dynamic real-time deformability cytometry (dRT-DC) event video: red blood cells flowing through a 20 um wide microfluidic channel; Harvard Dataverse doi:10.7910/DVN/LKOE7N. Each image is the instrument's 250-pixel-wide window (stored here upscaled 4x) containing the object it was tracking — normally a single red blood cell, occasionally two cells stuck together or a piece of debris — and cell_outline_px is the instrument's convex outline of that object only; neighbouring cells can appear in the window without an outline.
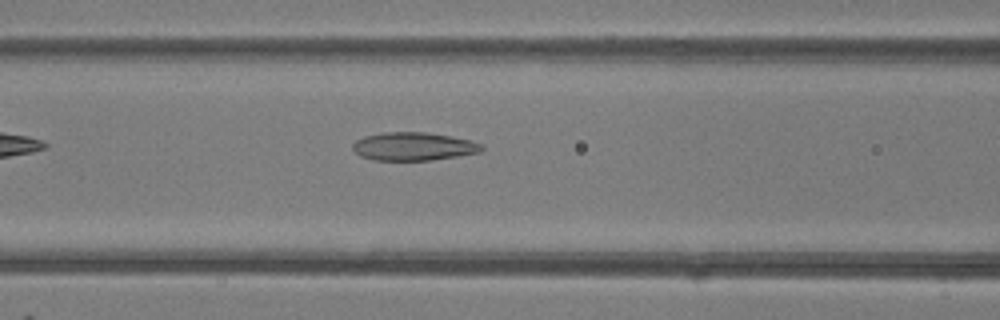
{"species": "common noctule bat (a hibernating species)", "species_latin": "Nyctalus noctula", "temperature_condition": "room temperature", "stored_images_in_passage": 34, "camera_frame_rate_fps": 3000, "um_per_image_px": 0.085, "animal": {"sex": "female"}, "frame": {"image": 1, "passage_image": 7, "time_ms": 2.0, "image_size_px": [1000, 320], "cell_outline_px": [[484, 148], [480, 152], [432, 160], [372, 160], [360, 156], [352, 148], [352, 144], [356, 140], [364, 136], [384, 132], [428, 132], [452, 136], [484, 144]], "centroid_in_image_um": [35.14, 12.44], "position_along_channel_um": 131.5, "area_um2": 21.27}}
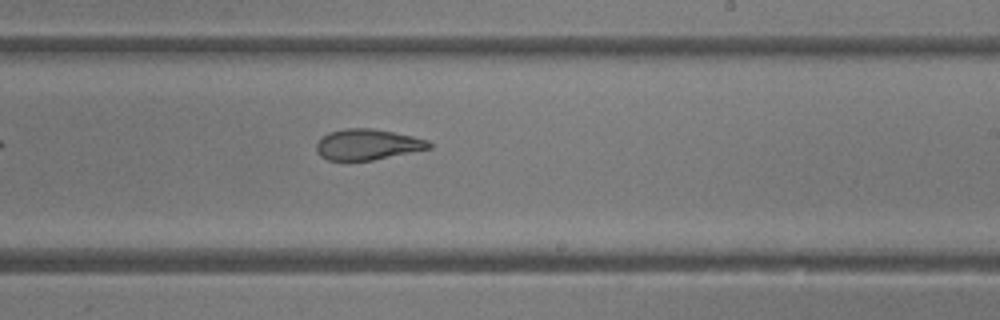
{"frame": {"image": 2, "passage_image": 16, "time_ms": 5.0, "image_size_px": [1000, 320], "cell_outline_px": [[432, 148], [372, 160], [328, 160], [320, 156], [316, 152], [316, 144], [328, 132], [344, 128], [368, 128], [392, 132], [412, 136], [428, 140], [432, 144]], "centroid_in_image_um": [31.23, 12.28], "position_along_channel_um": 257.8, "area_um2": 20.06}}
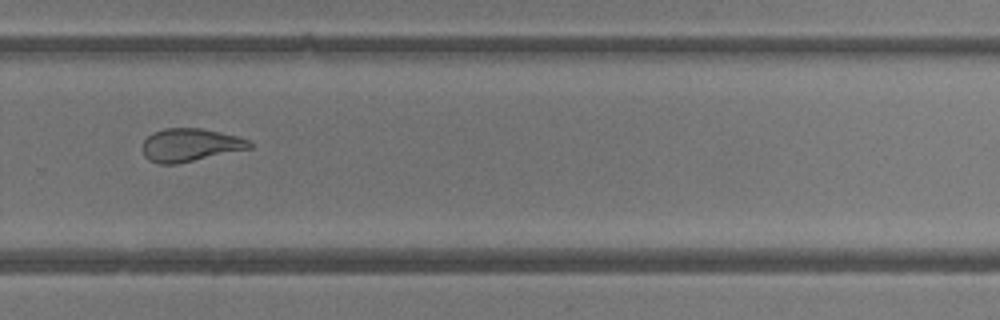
{"frame": {"image": 3, "passage_image": 20, "time_ms": 6.333, "image_size_px": [1000, 320], "cell_outline_px": [[252, 148], [176, 164], [160, 164], [148, 160], [144, 156], [144, 140], [152, 132], [164, 128], [200, 128], [220, 132], [252, 140]], "centroid_in_image_um": [16.18, 12.32], "position_along_channel_um": 313.6, "area_um2": 20.58}, "authors_computed_cell_mechanics": {"area_um2": 21.4727, "velocity_mm_per_s": 4.2123, "shape_relaxation_time_tau1_ms": null, "shape_relaxation_time_tau2_ms": 2.4684, "deformation_change_tau1": null, "deformation_change_tau2": 0.1126}}